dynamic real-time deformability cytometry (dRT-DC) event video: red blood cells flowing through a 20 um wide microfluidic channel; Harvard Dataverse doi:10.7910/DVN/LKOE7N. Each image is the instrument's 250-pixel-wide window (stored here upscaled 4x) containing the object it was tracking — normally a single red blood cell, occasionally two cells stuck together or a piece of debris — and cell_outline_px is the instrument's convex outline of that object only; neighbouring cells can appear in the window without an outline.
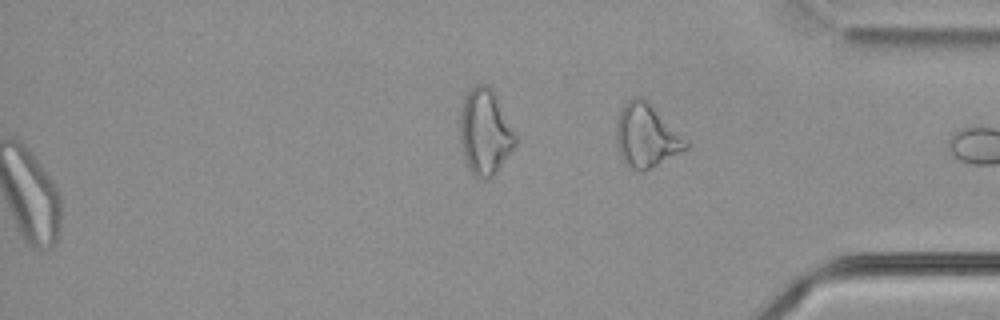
{"species": "common noctule bat (a hibernating species)", "species_latin": "Nyctalus noctula", "temperature_condition": "cold", "stored_images_in_passage": 59, "segment_of_instrument_passage": [2, 2], "camera_frame_rate_fps": 3000, "um_per_image_px": 0.085, "animal": {"sex": "male", "body_mass_g": 21.5, "forearm_length_mm": 52.0}, "frame": {"image": 1, "passage_image": 59, "time_ms": 19.333, "image_size_px": [1000, 320], "cell_outline_px": [[688, 148], [644, 172], [640, 172], [628, 168], [624, 164], [620, 156], [616, 140], [616, 120], [620, 108], [632, 96], [640, 96], [648, 100], [688, 140]], "centroid_in_image_um": [54.92, 11.53], "position_along_channel_um": 380.3, "area_um2": 26.24}}